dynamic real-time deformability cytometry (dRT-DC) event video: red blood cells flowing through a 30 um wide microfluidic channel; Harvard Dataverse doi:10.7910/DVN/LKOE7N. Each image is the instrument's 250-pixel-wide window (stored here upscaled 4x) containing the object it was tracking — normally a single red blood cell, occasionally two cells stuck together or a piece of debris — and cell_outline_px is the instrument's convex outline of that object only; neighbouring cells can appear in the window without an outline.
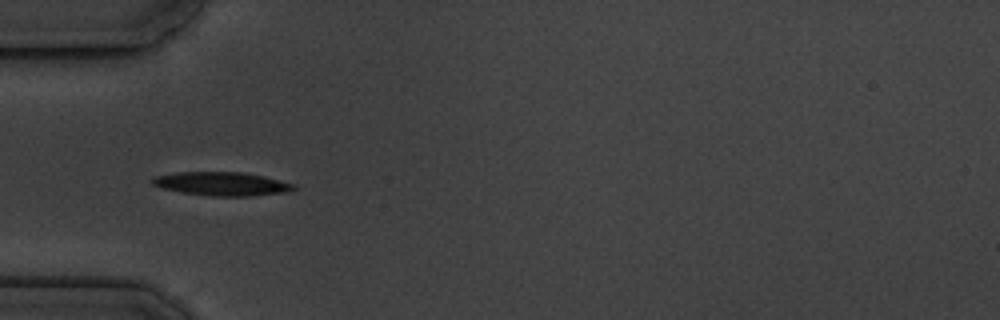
{"species": "common noctule bat (a hibernating species)", "species_latin": "Nyctalus noctula", "temperature_condition": "cold", "stored_images_in_passage": 6, "camera_frame_rate_fps": 3000, "um_per_image_px": 0.085, "animal": {"sex": "male", "body_mass_g": 19.5, "forearm_length_mm": 54.6}, "frame": {"image": 1, "passage_image": 4, "time_ms": 3.667, "image_size_px": [1000, 320], "cell_outline_px": [[296, 188], [288, 192], [252, 196], [212, 196], [184, 192], [164, 188], [152, 184], [148, 180], [152, 176], [176, 172], [240, 172], [264, 176], [296, 184]], "centroid_in_image_um": [18.86, 15.62], "position_along_channel_um": 66.1, "area_um2": 19.54}}